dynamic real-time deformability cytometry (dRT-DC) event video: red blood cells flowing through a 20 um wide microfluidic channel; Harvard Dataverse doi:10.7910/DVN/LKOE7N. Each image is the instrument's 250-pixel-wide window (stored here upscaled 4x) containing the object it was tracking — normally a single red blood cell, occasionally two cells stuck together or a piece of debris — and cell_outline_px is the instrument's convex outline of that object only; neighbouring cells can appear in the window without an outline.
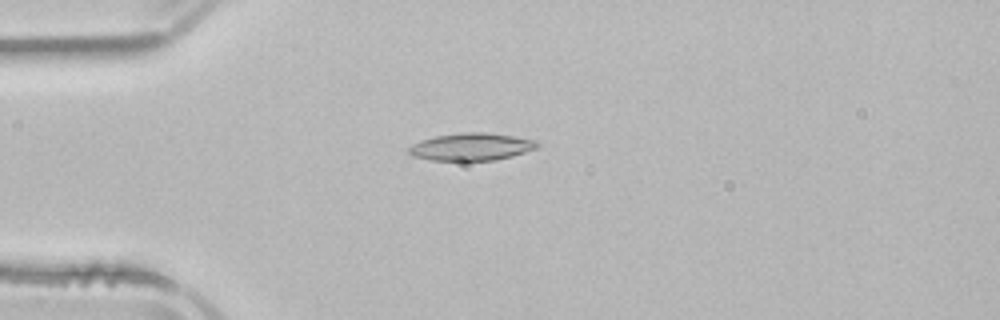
{"species": "common noctule bat (a hibernating species)", "species_latin": "Nyctalus noctula", "temperature_condition": "room temperature", "stored_images_in_passage": 5, "camera_frame_rate_fps": 3000, "um_per_image_px": 0.085, "animal": {"sex": "male", "body_mass_g": 21.5, "forearm_length_mm": 52.0}, "frame": {"image": 1, "passage_image": 4, "time_ms": 4.0, "image_size_px": [1000, 320], "cell_outline_px": [[540, 144], [536, 148], [512, 156], [496, 160], [432, 160], [412, 156], [408, 152], [408, 148], [412, 144], [420, 140], [436, 136], [460, 132], [484, 132], [512, 136], [536, 140]], "centroid_in_image_um": [40.04, 12.47], "position_along_channel_um": 45.0, "area_um2": 20.46}}
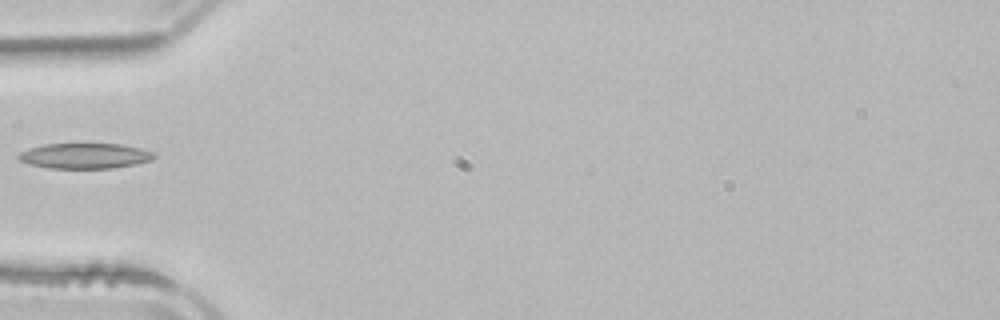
{"frame": {"image": 2, "passage_image": 5, "time_ms": 5.333, "image_size_px": [1000, 320], "cell_outline_px": [[156, 156], [152, 160], [136, 164], [112, 168], [48, 168], [32, 164], [20, 160], [16, 156], [20, 152], [44, 144], [120, 144], [140, 148], [156, 152]], "centroid_in_image_um": [7.27, 13.25], "position_along_channel_um": 77.7, "area_um2": 19.94}}